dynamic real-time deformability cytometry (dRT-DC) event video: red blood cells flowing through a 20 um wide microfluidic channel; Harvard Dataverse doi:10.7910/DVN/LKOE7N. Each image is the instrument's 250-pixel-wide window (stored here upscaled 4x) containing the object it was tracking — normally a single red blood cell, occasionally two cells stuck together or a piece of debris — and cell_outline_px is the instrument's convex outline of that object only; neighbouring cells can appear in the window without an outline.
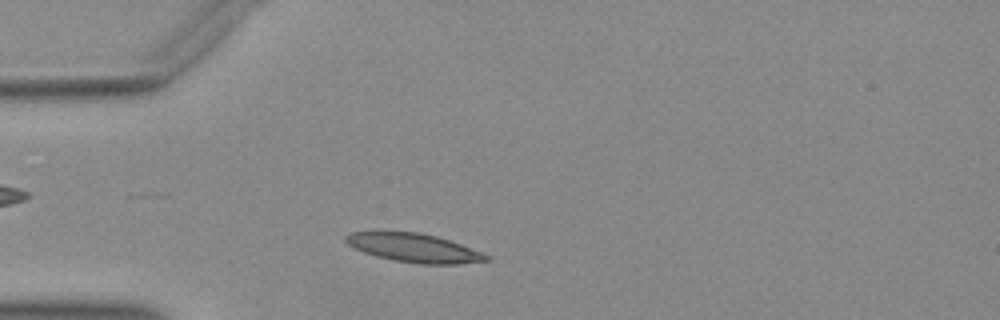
{"species": "Egyptian fruit bat (a non-hibernating species)", "species_latin": "Rousettus aegyptiacus", "temperature_condition": "warm", "stored_images_in_passage": 39, "camera_frame_rate_fps": 3000, "um_per_image_px": 0.085, "animal": {"sex": "female"}, "frame": {"image": 1, "passage_image": 7, "time_ms": 2.0, "image_size_px": [1000, 320], "cell_outline_px": [[492, 260], [456, 264], [420, 264], [396, 260], [376, 256], [364, 252], [348, 244], [344, 240], [344, 236], [352, 232], [376, 228], [420, 232], [436, 236], [460, 244], [480, 252], [488, 256]], "centroid_in_image_um": [35.07, 21.01], "position_along_channel_um": 49.9, "area_um2": 24.04}}
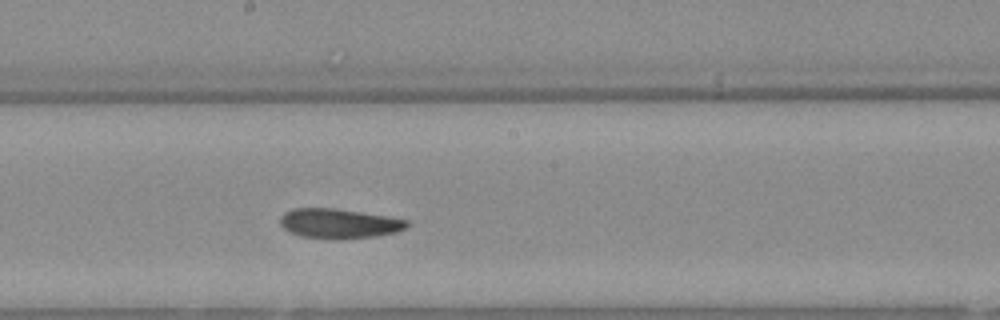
{"frame": {"image": 2, "passage_image": 21, "time_ms": 6.667, "image_size_px": [1000, 320], "cell_outline_px": [[408, 224], [404, 228], [396, 232], [376, 236], [344, 240], [328, 240], [300, 236], [288, 232], [280, 224], [280, 216], [284, 212], [296, 208], [332, 208], [360, 212], [408, 220]], "centroid_in_image_um": [28.75, 19.02], "position_along_channel_um": 219.4, "area_um2": 22.14}}
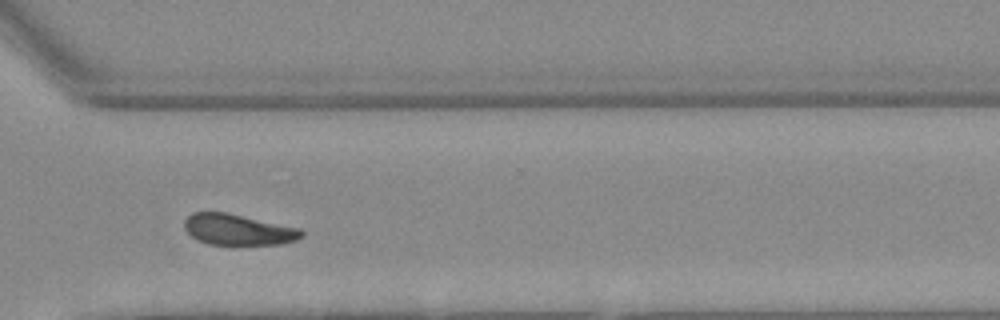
{"frame": {"image": 3, "passage_image": 31, "time_ms": 10.0, "image_size_px": [1000, 320], "cell_outline_px": [[304, 236], [296, 240], [280, 244], [232, 248], [208, 244], [196, 240], [184, 228], [184, 220], [192, 212], [224, 212], [300, 228], [304, 232]], "centroid_in_image_um": [20.24, 19.58], "position_along_channel_um": 350.4, "area_um2": 22.02}}